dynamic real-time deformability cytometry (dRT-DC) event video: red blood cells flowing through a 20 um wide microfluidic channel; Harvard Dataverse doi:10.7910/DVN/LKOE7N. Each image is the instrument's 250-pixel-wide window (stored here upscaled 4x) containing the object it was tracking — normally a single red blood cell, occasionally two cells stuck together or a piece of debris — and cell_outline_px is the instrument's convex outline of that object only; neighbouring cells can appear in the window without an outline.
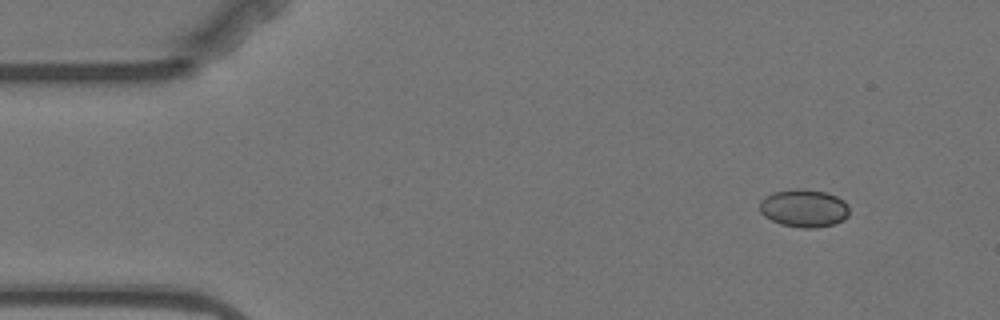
{"species": "Egyptian fruit bat (a non-hibernating species)", "species_latin": "Rousettus aegyptiacus", "temperature_condition": "warm", "stored_images_in_passage": 4, "camera_frame_rate_fps": 3000, "um_per_image_px": 0.085, "animal": {"sex": "female"}, "frame": {"image": 1, "passage_image": 1, "time_ms": 0.0, "image_size_px": [1000, 320], "cell_outline_px": [[848, 216], [844, 220], [832, 224], [816, 228], [800, 228], [780, 224], [764, 216], [760, 212], [760, 200], [764, 196], [772, 192], [796, 188], [804, 188], [828, 192], [844, 200], [848, 204]], "centroid_in_image_um": [68.33, 17.68], "position_along_channel_um": 16.7, "area_um2": 20.11}}
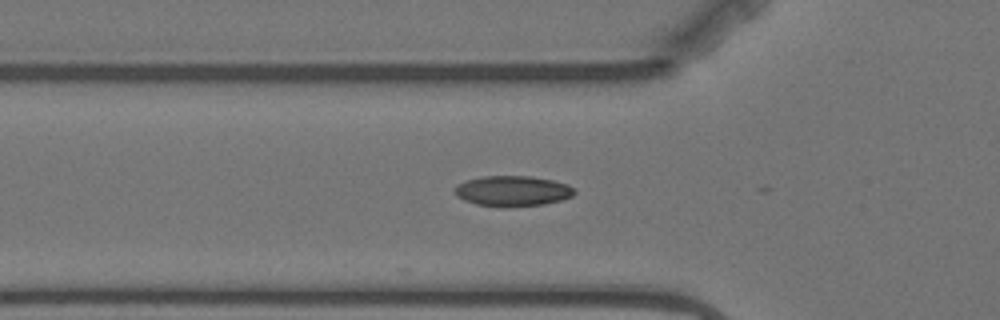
{"frame": {"image": 2, "passage_image": 4, "time_ms": 4.333, "image_size_px": [1000, 320], "cell_outline_px": [[576, 192], [572, 196], [560, 200], [544, 204], [508, 208], [500, 208], [476, 204], [464, 200], [456, 196], [456, 188], [460, 184], [468, 180], [484, 176], [532, 176], [552, 180], [568, 184]], "centroid_in_image_um": [43.59, 16.25], "position_along_channel_um": 82.2, "area_um2": 21.27}}